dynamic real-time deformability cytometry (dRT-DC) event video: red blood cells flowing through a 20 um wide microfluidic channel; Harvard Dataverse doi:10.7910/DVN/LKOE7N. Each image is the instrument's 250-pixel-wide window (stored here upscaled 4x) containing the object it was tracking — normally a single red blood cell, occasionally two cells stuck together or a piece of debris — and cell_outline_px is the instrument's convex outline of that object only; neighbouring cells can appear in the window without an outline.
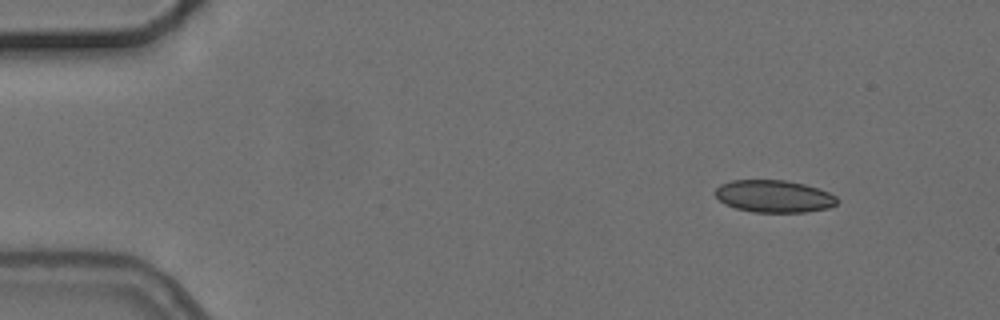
{"species": "common noctule bat (a hibernating species)", "species_latin": "Nyctalus noctula", "temperature_condition": "cold", "stored_images_in_passage": 4, "camera_frame_rate_fps": 3000, "um_per_image_px": 0.085, "animal": {"sex": "female", "body_mass_g": 24.6, "forearm_length_mm": 56.2}, "frame": {"image": 1, "passage_image": 1, "time_ms": 0.0, "image_size_px": [1000, 320], "cell_outline_px": [[840, 200], [836, 204], [828, 208], [808, 212], [752, 212], [736, 208], [724, 204], [716, 196], [716, 188], [720, 184], [732, 180], [784, 180], [804, 184], [828, 192], [836, 196]], "centroid_in_image_um": [65.79, 16.69], "position_along_channel_um": 19.2, "area_um2": 22.95}}
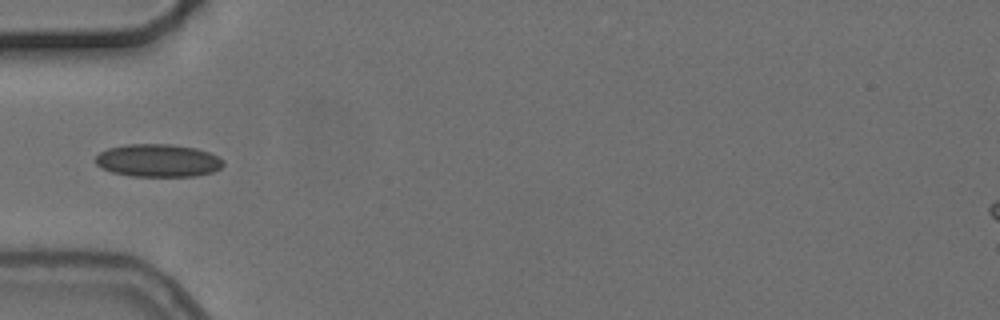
{"frame": {"image": 2, "passage_image": 4, "time_ms": 4.0, "image_size_px": [1000, 320], "cell_outline_px": [[224, 164], [220, 168], [212, 172], [196, 176], [132, 176], [112, 172], [96, 164], [96, 156], [100, 152], [108, 148], [128, 144], [172, 144], [196, 148], [208, 152], [224, 160]], "centroid_in_image_um": [13.45, 13.64], "position_along_channel_um": 71.6, "area_um2": 24.33}}